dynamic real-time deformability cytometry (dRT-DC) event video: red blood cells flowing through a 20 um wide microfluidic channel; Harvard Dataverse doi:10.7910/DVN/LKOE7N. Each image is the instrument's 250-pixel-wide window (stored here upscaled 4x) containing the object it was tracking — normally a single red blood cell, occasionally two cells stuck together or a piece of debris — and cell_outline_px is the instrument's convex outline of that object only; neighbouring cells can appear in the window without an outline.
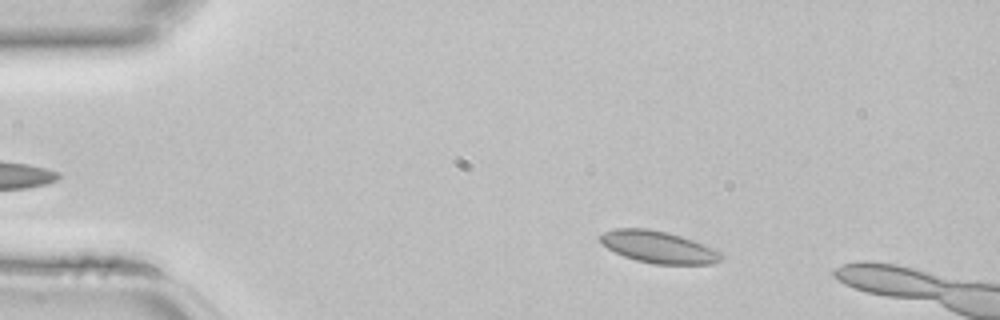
{"species": "common noctule bat (a hibernating species)", "species_latin": "Nyctalus noctula", "temperature_condition": "room temperature", "stored_images_in_passage": 9, "camera_frame_rate_fps": 3000, "um_per_image_px": 0.085, "animal": {"sex": "female", "body_mass_g": 22.7, "forearm_length_mm": 54.2}, "frame": {"image": 1, "passage_image": 6, "time_ms": 1.667, "image_size_px": [1000, 320], "cell_outline_px": [[724, 256], [720, 260], [712, 264], [656, 264], [636, 260], [624, 256], [608, 248], [600, 240], [600, 236], [604, 232], [616, 228], [648, 228], [668, 232], [692, 240], [712, 248], [720, 252]], "centroid_in_image_um": [55.97, 20.99], "position_along_channel_um": 29.0, "area_um2": 22.25}}